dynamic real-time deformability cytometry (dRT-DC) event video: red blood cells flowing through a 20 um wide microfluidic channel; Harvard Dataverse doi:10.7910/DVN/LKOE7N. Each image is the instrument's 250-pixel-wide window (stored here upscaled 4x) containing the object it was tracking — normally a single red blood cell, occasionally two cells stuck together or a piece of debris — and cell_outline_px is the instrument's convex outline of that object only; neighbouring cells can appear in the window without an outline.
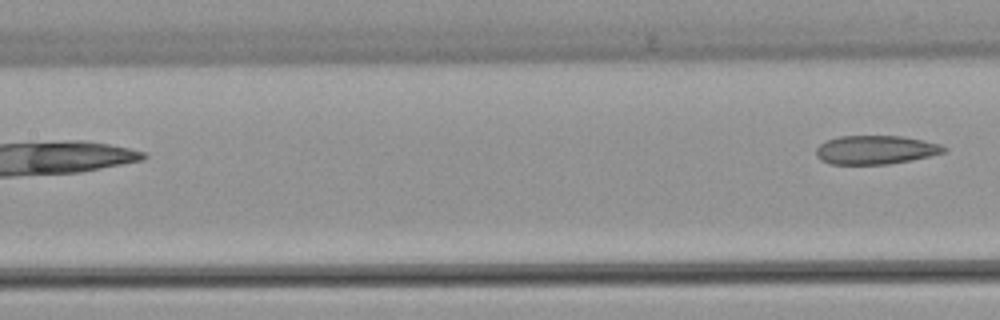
{"species": "common noctule bat (a hibernating species)", "species_latin": "Nyctalus noctula", "temperature_condition": "warm", "stored_images_in_passage": 5, "segment_of_instrument_passage": [2, 2], "camera_frame_rate_fps": 3000, "um_per_image_px": 0.085, "animal": {"sex": "female", "body_mass_g": 22.7, "forearm_length_mm": 54.2}, "frame": {"image": 1, "passage_image": 5, "time_ms": 5.667, "image_size_px": [1000, 320], "cell_outline_px": [[948, 152], [912, 160], [888, 164], [828, 164], [820, 160], [816, 156], [816, 148], [824, 140], [840, 136], [904, 136], [924, 140], [940, 144], [948, 148]], "centroid_in_image_um": [74.44, 12.73], "position_along_channel_um": 133.0, "area_um2": 21.73}}